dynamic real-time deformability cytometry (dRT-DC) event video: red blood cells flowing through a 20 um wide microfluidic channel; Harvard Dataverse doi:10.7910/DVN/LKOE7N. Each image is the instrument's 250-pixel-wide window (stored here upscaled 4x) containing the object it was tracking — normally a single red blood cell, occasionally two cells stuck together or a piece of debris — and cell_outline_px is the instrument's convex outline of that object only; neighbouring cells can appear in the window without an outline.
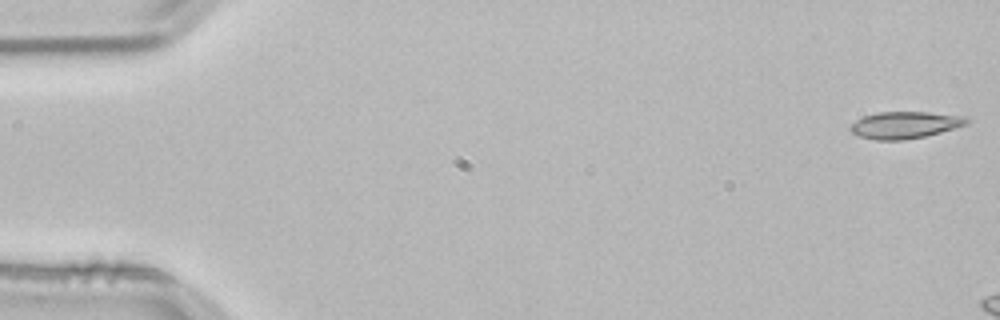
{"species": "common noctule bat (a hibernating species)", "species_latin": "Nyctalus noctula", "temperature_condition": "room temperature", "stored_images_in_passage": 6, "camera_frame_rate_fps": 3000, "um_per_image_px": 0.085, "animal": {"sex": "male", "body_mass_g": 21.5, "forearm_length_mm": 52.0}, "frame": {"image": 1, "passage_image": 1, "time_ms": 0.0, "image_size_px": [1000, 320], "cell_outline_px": [[972, 120], [968, 124], [940, 132], [924, 136], [904, 140], [876, 140], [856, 136], [848, 128], [856, 120], [864, 116], [880, 112], [928, 112], [968, 116]], "centroid_in_image_um": [76.94, 10.62], "position_along_channel_um": 8.1, "area_um2": 18.38}}